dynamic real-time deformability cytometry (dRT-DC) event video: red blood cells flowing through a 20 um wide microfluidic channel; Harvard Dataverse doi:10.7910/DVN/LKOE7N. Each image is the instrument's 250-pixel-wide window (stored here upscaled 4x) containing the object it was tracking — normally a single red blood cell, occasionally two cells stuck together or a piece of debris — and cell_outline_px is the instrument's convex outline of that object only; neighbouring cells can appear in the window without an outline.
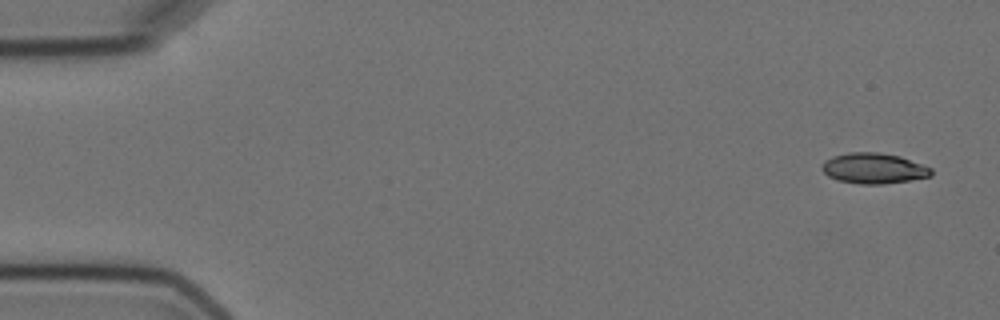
{"species": "Egyptian fruit bat (a non-hibernating species)", "species_latin": "Rousettus aegyptiacus", "temperature_condition": "cold", "stored_images_in_passage": 5, "camera_frame_rate_fps": 3000, "um_per_image_px": 0.085, "animal": {"sex": "female"}, "frame": {"image": 1, "passage_image": 1, "time_ms": 0.0, "image_size_px": [1000, 320], "cell_outline_px": [[932, 176], [884, 184], [860, 184], [840, 180], [828, 176], [820, 168], [820, 164], [824, 160], [832, 156], [848, 152], [880, 152], [900, 156], [932, 168]], "centroid_in_image_um": [74.23, 14.29], "position_along_channel_um": 10.8, "area_um2": 19.54}}
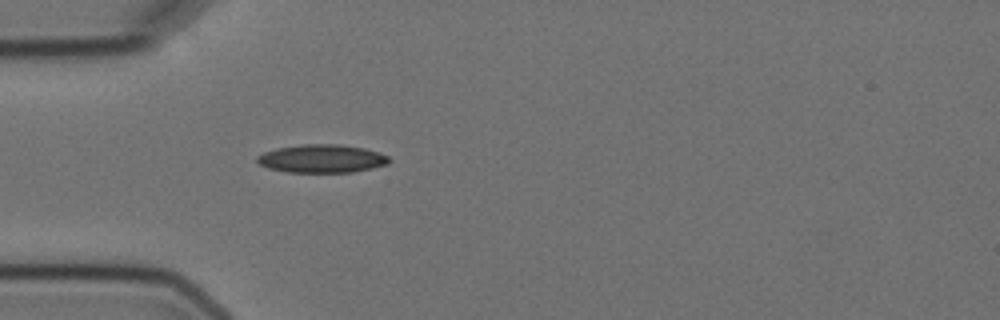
{"frame": {"image": 2, "passage_image": 5, "time_ms": 4.667, "image_size_px": [1000, 320], "cell_outline_px": [[392, 160], [388, 164], [372, 168], [352, 172], [288, 172], [268, 168], [260, 164], [256, 160], [256, 156], [264, 152], [276, 148], [304, 144], [340, 144], [364, 148], [380, 152], [388, 156]], "centroid_in_image_um": [27.38, 13.48], "position_along_channel_um": 57.6, "area_um2": 21.79}}